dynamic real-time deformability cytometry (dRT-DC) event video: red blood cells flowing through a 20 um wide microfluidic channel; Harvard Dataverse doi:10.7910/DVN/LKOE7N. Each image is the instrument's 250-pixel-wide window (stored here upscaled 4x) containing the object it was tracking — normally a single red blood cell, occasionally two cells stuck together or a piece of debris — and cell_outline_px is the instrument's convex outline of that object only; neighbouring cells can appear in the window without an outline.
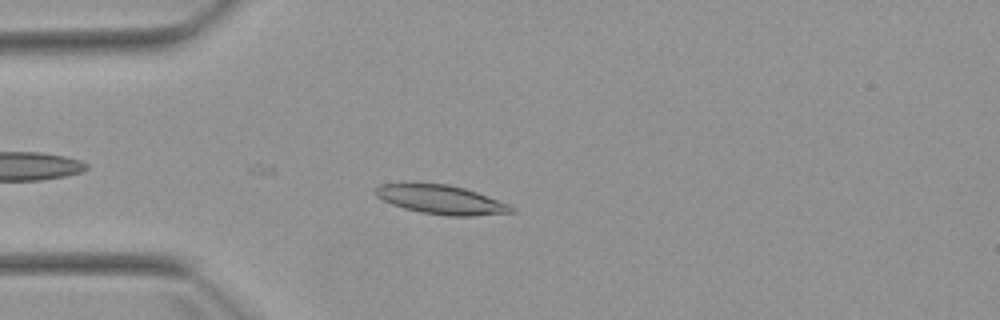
{"species": "Egyptian fruit bat (a non-hibernating species)", "species_latin": "Rousettus aegyptiacus", "temperature_condition": "warm", "stored_images_in_passage": 5, "camera_frame_rate_fps": 3000, "um_per_image_px": 0.085, "animal": {"sex": "female"}, "frame": {"image": 1, "passage_image": 4, "time_ms": 4.333, "image_size_px": [1000, 320], "cell_outline_px": [[516, 212], [472, 216], [448, 216], [420, 212], [404, 208], [392, 204], [376, 196], [372, 192], [372, 188], [380, 184], [412, 180], [448, 184], [464, 188], [476, 192], [508, 204], [516, 208]], "centroid_in_image_um": [37.38, 16.92], "position_along_channel_um": 47.6, "area_um2": 23.81}}